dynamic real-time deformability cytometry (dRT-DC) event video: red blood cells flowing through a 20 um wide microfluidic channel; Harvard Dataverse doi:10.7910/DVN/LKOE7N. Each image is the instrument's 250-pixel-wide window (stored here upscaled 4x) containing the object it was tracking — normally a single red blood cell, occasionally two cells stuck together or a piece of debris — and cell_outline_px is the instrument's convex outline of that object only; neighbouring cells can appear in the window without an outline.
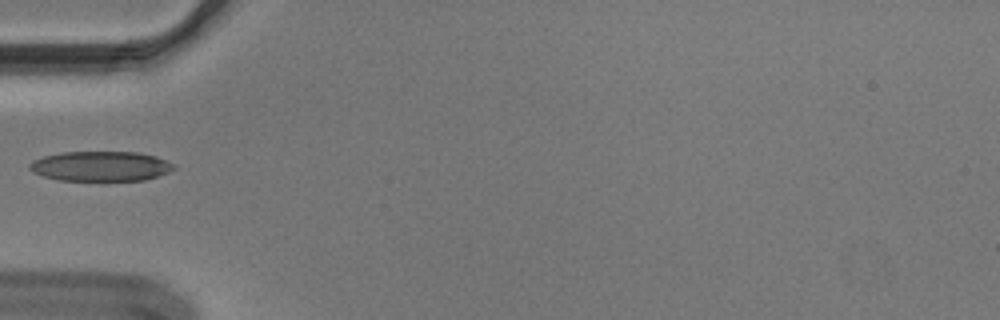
{"species": "Egyptian fruit bat (a non-hibernating species)", "species_latin": "Rousettus aegyptiacus", "temperature_condition": "cold", "stored_images_in_passage": 37, "camera_frame_rate_fps": 3000, "um_per_image_px": 0.085, "animal": {"sex": "male"}, "frame": {"image": 1, "passage_image": 1, "time_ms": 0.0, "image_size_px": [1000, 320], "cell_outline_px": [[176, 168], [168, 172], [144, 180], [60, 180], [44, 176], [32, 172], [28, 168], [28, 164], [32, 160], [44, 156], [64, 152], [140, 152], [156, 156], [168, 160], [176, 164]], "centroid_in_image_um": [8.57, 14.11], "position_along_channel_um": 76.4, "area_um2": 25.2}}
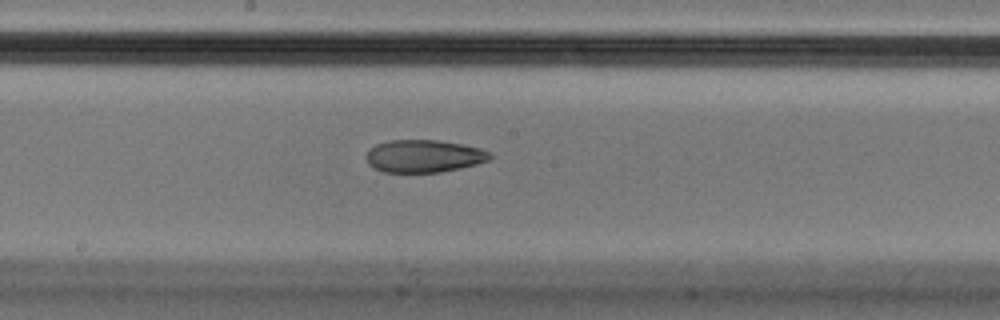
{"frame": {"image": 2, "passage_image": 12, "time_ms": 3.667, "image_size_px": [1000, 320], "cell_outline_px": [[492, 156], [488, 160], [476, 164], [460, 168], [440, 172], [380, 172], [372, 168], [368, 164], [364, 156], [368, 148], [376, 144], [388, 140], [436, 140], [460, 144], [480, 148], [492, 152]], "centroid_in_image_um": [35.96, 13.27], "position_along_channel_um": 212.2, "area_um2": 23.76}}
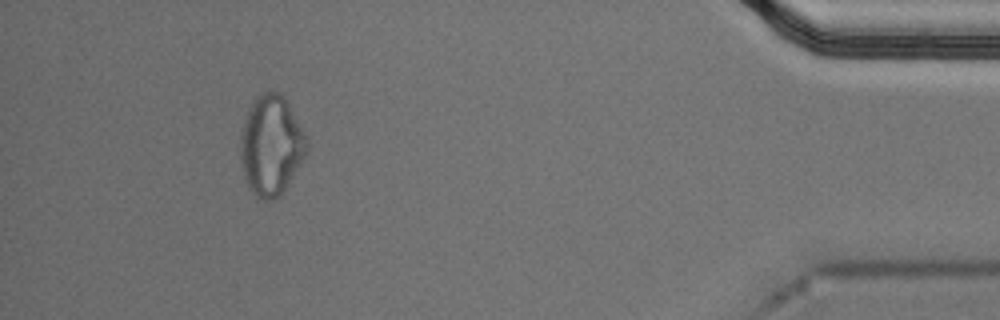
{"frame": {"image": 3, "passage_image": 33, "time_ms": 10.667, "image_size_px": [1000, 320], "cell_outline_px": [[308, 152], [280, 196], [272, 200], [260, 200], [252, 192], [244, 176], [240, 160], [240, 132], [244, 120], [252, 104], [264, 92], [280, 92], [284, 96], [304, 132], [308, 140]], "centroid_in_image_um": [23.05, 12.39], "position_along_channel_um": 412.2, "area_um2": 38.44}}